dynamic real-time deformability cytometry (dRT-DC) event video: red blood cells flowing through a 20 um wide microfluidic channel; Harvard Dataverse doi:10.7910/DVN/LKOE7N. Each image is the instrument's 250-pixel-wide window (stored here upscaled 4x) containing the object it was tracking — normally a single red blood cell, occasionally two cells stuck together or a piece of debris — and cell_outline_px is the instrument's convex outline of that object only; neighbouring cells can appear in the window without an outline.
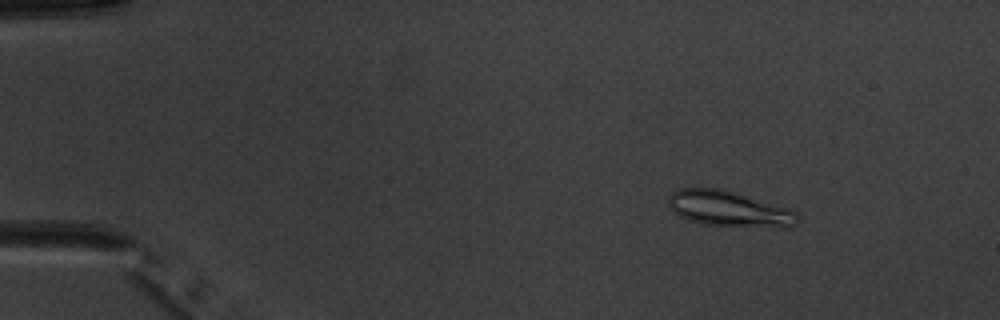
{"species": "common noctule bat (a hibernating species)", "species_latin": "Nyctalus noctula", "temperature_condition": "warm", "stored_images_in_passage": 6, "camera_frame_rate_fps": 3000, "um_per_image_px": 0.085, "animal": {"sex": "male", "body_mass_g": 20.1, "forearm_length_mm": 53.5}, "frame": {"image": 1, "passage_image": 2, "time_ms": 1.0, "image_size_px": [1000, 320], "cell_outline_px": [[800, 220], [796, 224], [788, 228], [784, 228], [704, 224], [688, 220], [672, 212], [668, 204], [668, 196], [672, 192], [680, 188], [720, 188], [788, 208], [796, 212]], "centroid_in_image_um": [61.96, 17.75], "position_along_channel_um": 23.0, "area_um2": 26.76}}
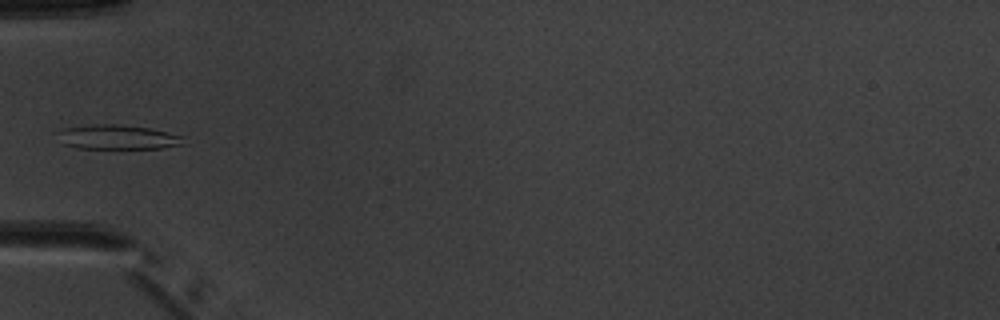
{"frame": {"image": 2, "passage_image": 5, "time_ms": 4.667, "image_size_px": [1000, 320], "cell_outline_px": [[188, 144], [160, 148], [76, 148], [64, 144], [52, 132], [64, 128], [96, 124], [116, 124], [148, 128], [184, 136]], "centroid_in_image_um": [9.98, 11.66], "position_along_channel_um": 75.0, "area_um2": 18.15}}